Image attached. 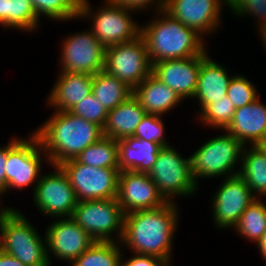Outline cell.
<instances>
[{"label":"cell","mask_w":266,"mask_h":266,"mask_svg":"<svg viewBox=\"0 0 266 266\" xmlns=\"http://www.w3.org/2000/svg\"><path fill=\"white\" fill-rule=\"evenodd\" d=\"M146 112L138 99L132 95L114 109L108 111L106 122L102 128L104 137L122 140L134 135Z\"/></svg>","instance_id":"cell-24"},{"label":"cell","mask_w":266,"mask_h":266,"mask_svg":"<svg viewBox=\"0 0 266 266\" xmlns=\"http://www.w3.org/2000/svg\"><path fill=\"white\" fill-rule=\"evenodd\" d=\"M133 95L147 114L160 116L170 112L183 101L173 89L152 73L133 90Z\"/></svg>","instance_id":"cell-22"},{"label":"cell","mask_w":266,"mask_h":266,"mask_svg":"<svg viewBox=\"0 0 266 266\" xmlns=\"http://www.w3.org/2000/svg\"><path fill=\"white\" fill-rule=\"evenodd\" d=\"M253 83L249 81L245 76L240 74H235L228 86L227 96L231 100L235 109L246 106L254 102L259 94L257 89L254 87Z\"/></svg>","instance_id":"cell-33"},{"label":"cell","mask_w":266,"mask_h":266,"mask_svg":"<svg viewBox=\"0 0 266 266\" xmlns=\"http://www.w3.org/2000/svg\"><path fill=\"white\" fill-rule=\"evenodd\" d=\"M55 170L41 177L35 184L33 200L39 211L49 217H71L77 205V197L67 175L59 165H52Z\"/></svg>","instance_id":"cell-12"},{"label":"cell","mask_w":266,"mask_h":266,"mask_svg":"<svg viewBox=\"0 0 266 266\" xmlns=\"http://www.w3.org/2000/svg\"><path fill=\"white\" fill-rule=\"evenodd\" d=\"M1 228L2 251L26 266H50L46 238L38 235L22 212L12 207L1 208Z\"/></svg>","instance_id":"cell-4"},{"label":"cell","mask_w":266,"mask_h":266,"mask_svg":"<svg viewBox=\"0 0 266 266\" xmlns=\"http://www.w3.org/2000/svg\"><path fill=\"white\" fill-rule=\"evenodd\" d=\"M42 155L48 161L39 138L34 132L27 139L15 137L9 141L5 165V191L0 196V202L1 197L11 188L23 190L31 184L34 186L38 183L42 173Z\"/></svg>","instance_id":"cell-7"},{"label":"cell","mask_w":266,"mask_h":266,"mask_svg":"<svg viewBox=\"0 0 266 266\" xmlns=\"http://www.w3.org/2000/svg\"><path fill=\"white\" fill-rule=\"evenodd\" d=\"M182 59L162 60L152 64V74L173 89L182 99L193 98L202 59L208 54Z\"/></svg>","instance_id":"cell-18"},{"label":"cell","mask_w":266,"mask_h":266,"mask_svg":"<svg viewBox=\"0 0 266 266\" xmlns=\"http://www.w3.org/2000/svg\"><path fill=\"white\" fill-rule=\"evenodd\" d=\"M104 71L135 89L152 73V63L143 37L109 46L105 50Z\"/></svg>","instance_id":"cell-10"},{"label":"cell","mask_w":266,"mask_h":266,"mask_svg":"<svg viewBox=\"0 0 266 266\" xmlns=\"http://www.w3.org/2000/svg\"><path fill=\"white\" fill-rule=\"evenodd\" d=\"M69 112L87 121L93 122L101 128L104 127L108 115L106 108L92 92L71 108Z\"/></svg>","instance_id":"cell-35"},{"label":"cell","mask_w":266,"mask_h":266,"mask_svg":"<svg viewBox=\"0 0 266 266\" xmlns=\"http://www.w3.org/2000/svg\"><path fill=\"white\" fill-rule=\"evenodd\" d=\"M223 7L219 0H164L167 13L202 37L218 30Z\"/></svg>","instance_id":"cell-17"},{"label":"cell","mask_w":266,"mask_h":266,"mask_svg":"<svg viewBox=\"0 0 266 266\" xmlns=\"http://www.w3.org/2000/svg\"><path fill=\"white\" fill-rule=\"evenodd\" d=\"M224 132L234 136L244 146L259 145L266 139V105L258 97L254 102L237 108Z\"/></svg>","instance_id":"cell-19"},{"label":"cell","mask_w":266,"mask_h":266,"mask_svg":"<svg viewBox=\"0 0 266 266\" xmlns=\"http://www.w3.org/2000/svg\"><path fill=\"white\" fill-rule=\"evenodd\" d=\"M110 3L122 6L125 9L132 10L134 12H141V10H148L150 7H154L153 10L157 12L158 10L164 9V0H108ZM152 5V6H151ZM157 8V9H156Z\"/></svg>","instance_id":"cell-37"},{"label":"cell","mask_w":266,"mask_h":266,"mask_svg":"<svg viewBox=\"0 0 266 266\" xmlns=\"http://www.w3.org/2000/svg\"><path fill=\"white\" fill-rule=\"evenodd\" d=\"M235 107L228 96L208 104L199 113V120L208 127L225 130L231 123Z\"/></svg>","instance_id":"cell-32"},{"label":"cell","mask_w":266,"mask_h":266,"mask_svg":"<svg viewBox=\"0 0 266 266\" xmlns=\"http://www.w3.org/2000/svg\"><path fill=\"white\" fill-rule=\"evenodd\" d=\"M207 54L201 61L194 97L199 102L200 112L210 103L227 96L228 86L234 75H229L222 64L216 63Z\"/></svg>","instance_id":"cell-21"},{"label":"cell","mask_w":266,"mask_h":266,"mask_svg":"<svg viewBox=\"0 0 266 266\" xmlns=\"http://www.w3.org/2000/svg\"><path fill=\"white\" fill-rule=\"evenodd\" d=\"M162 146L133 136L118 140L119 171L149 173Z\"/></svg>","instance_id":"cell-23"},{"label":"cell","mask_w":266,"mask_h":266,"mask_svg":"<svg viewBox=\"0 0 266 266\" xmlns=\"http://www.w3.org/2000/svg\"><path fill=\"white\" fill-rule=\"evenodd\" d=\"M148 175L168 202L175 203L178 196H192L199 189L192 174L190 156L184 158L172 145L160 149Z\"/></svg>","instance_id":"cell-8"},{"label":"cell","mask_w":266,"mask_h":266,"mask_svg":"<svg viewBox=\"0 0 266 266\" xmlns=\"http://www.w3.org/2000/svg\"><path fill=\"white\" fill-rule=\"evenodd\" d=\"M155 15L153 20L141 26L140 33L152 64L202 55L207 50L205 37L194 29L184 26L164 9L158 10Z\"/></svg>","instance_id":"cell-3"},{"label":"cell","mask_w":266,"mask_h":266,"mask_svg":"<svg viewBox=\"0 0 266 266\" xmlns=\"http://www.w3.org/2000/svg\"><path fill=\"white\" fill-rule=\"evenodd\" d=\"M116 200L124 214L168 203L148 173L134 171L119 173Z\"/></svg>","instance_id":"cell-16"},{"label":"cell","mask_w":266,"mask_h":266,"mask_svg":"<svg viewBox=\"0 0 266 266\" xmlns=\"http://www.w3.org/2000/svg\"><path fill=\"white\" fill-rule=\"evenodd\" d=\"M0 26L6 28V0H0Z\"/></svg>","instance_id":"cell-41"},{"label":"cell","mask_w":266,"mask_h":266,"mask_svg":"<svg viewBox=\"0 0 266 266\" xmlns=\"http://www.w3.org/2000/svg\"><path fill=\"white\" fill-rule=\"evenodd\" d=\"M243 148L244 145L227 132L206 140L190 155L192 174L197 184L201 178L224 175L227 178L239 174L240 169H234L241 164Z\"/></svg>","instance_id":"cell-5"},{"label":"cell","mask_w":266,"mask_h":266,"mask_svg":"<svg viewBox=\"0 0 266 266\" xmlns=\"http://www.w3.org/2000/svg\"><path fill=\"white\" fill-rule=\"evenodd\" d=\"M73 187L77 200L112 199L117 196L119 168H98L70 159L59 164Z\"/></svg>","instance_id":"cell-11"},{"label":"cell","mask_w":266,"mask_h":266,"mask_svg":"<svg viewBox=\"0 0 266 266\" xmlns=\"http://www.w3.org/2000/svg\"><path fill=\"white\" fill-rule=\"evenodd\" d=\"M247 147L242 151L239 175L256 198H266V153L259 145Z\"/></svg>","instance_id":"cell-25"},{"label":"cell","mask_w":266,"mask_h":266,"mask_svg":"<svg viewBox=\"0 0 266 266\" xmlns=\"http://www.w3.org/2000/svg\"><path fill=\"white\" fill-rule=\"evenodd\" d=\"M37 17L50 18L54 21L79 19L81 0H30Z\"/></svg>","instance_id":"cell-31"},{"label":"cell","mask_w":266,"mask_h":266,"mask_svg":"<svg viewBox=\"0 0 266 266\" xmlns=\"http://www.w3.org/2000/svg\"><path fill=\"white\" fill-rule=\"evenodd\" d=\"M256 245L263 259L266 260V232L263 234L260 240L256 243Z\"/></svg>","instance_id":"cell-42"},{"label":"cell","mask_w":266,"mask_h":266,"mask_svg":"<svg viewBox=\"0 0 266 266\" xmlns=\"http://www.w3.org/2000/svg\"><path fill=\"white\" fill-rule=\"evenodd\" d=\"M92 94L110 111L132 96L133 89L116 76L102 70L93 77Z\"/></svg>","instance_id":"cell-26"},{"label":"cell","mask_w":266,"mask_h":266,"mask_svg":"<svg viewBox=\"0 0 266 266\" xmlns=\"http://www.w3.org/2000/svg\"><path fill=\"white\" fill-rule=\"evenodd\" d=\"M259 32H260L261 41H262L263 45H264L265 48H266V25H265V27H264L261 31H259Z\"/></svg>","instance_id":"cell-43"},{"label":"cell","mask_w":266,"mask_h":266,"mask_svg":"<svg viewBox=\"0 0 266 266\" xmlns=\"http://www.w3.org/2000/svg\"><path fill=\"white\" fill-rule=\"evenodd\" d=\"M94 75L87 73L60 72L47 98L54 111H69L92 92Z\"/></svg>","instance_id":"cell-20"},{"label":"cell","mask_w":266,"mask_h":266,"mask_svg":"<svg viewBox=\"0 0 266 266\" xmlns=\"http://www.w3.org/2000/svg\"><path fill=\"white\" fill-rule=\"evenodd\" d=\"M40 20L30 0H6V28L32 32Z\"/></svg>","instance_id":"cell-30"},{"label":"cell","mask_w":266,"mask_h":266,"mask_svg":"<svg viewBox=\"0 0 266 266\" xmlns=\"http://www.w3.org/2000/svg\"><path fill=\"white\" fill-rule=\"evenodd\" d=\"M263 202L261 198H255L233 228L238 235L254 244L266 232V204Z\"/></svg>","instance_id":"cell-28"},{"label":"cell","mask_w":266,"mask_h":266,"mask_svg":"<svg viewBox=\"0 0 266 266\" xmlns=\"http://www.w3.org/2000/svg\"><path fill=\"white\" fill-rule=\"evenodd\" d=\"M104 2L103 6L93 11L88 0H81L79 19L86 18L92 21L90 29L105 48L140 36L141 26L130 15L132 12L135 13L134 11L112 4L108 0Z\"/></svg>","instance_id":"cell-6"},{"label":"cell","mask_w":266,"mask_h":266,"mask_svg":"<svg viewBox=\"0 0 266 266\" xmlns=\"http://www.w3.org/2000/svg\"><path fill=\"white\" fill-rule=\"evenodd\" d=\"M160 115L145 114L140 124L137 126L133 137L146 140L149 142H156L163 146H169V142L165 140L164 123Z\"/></svg>","instance_id":"cell-34"},{"label":"cell","mask_w":266,"mask_h":266,"mask_svg":"<svg viewBox=\"0 0 266 266\" xmlns=\"http://www.w3.org/2000/svg\"><path fill=\"white\" fill-rule=\"evenodd\" d=\"M2 251V228H1V207H0V252Z\"/></svg>","instance_id":"cell-44"},{"label":"cell","mask_w":266,"mask_h":266,"mask_svg":"<svg viewBox=\"0 0 266 266\" xmlns=\"http://www.w3.org/2000/svg\"><path fill=\"white\" fill-rule=\"evenodd\" d=\"M259 146L263 149V151L266 153V139H264Z\"/></svg>","instance_id":"cell-45"},{"label":"cell","mask_w":266,"mask_h":266,"mask_svg":"<svg viewBox=\"0 0 266 266\" xmlns=\"http://www.w3.org/2000/svg\"><path fill=\"white\" fill-rule=\"evenodd\" d=\"M166 205L124 215L121 246L134 254L152 255L172 259L173 239L177 230L178 204Z\"/></svg>","instance_id":"cell-1"},{"label":"cell","mask_w":266,"mask_h":266,"mask_svg":"<svg viewBox=\"0 0 266 266\" xmlns=\"http://www.w3.org/2000/svg\"><path fill=\"white\" fill-rule=\"evenodd\" d=\"M44 234L50 265V253L62 261L71 263L96 242L71 217L53 220Z\"/></svg>","instance_id":"cell-15"},{"label":"cell","mask_w":266,"mask_h":266,"mask_svg":"<svg viewBox=\"0 0 266 266\" xmlns=\"http://www.w3.org/2000/svg\"><path fill=\"white\" fill-rule=\"evenodd\" d=\"M75 160L98 168H119L118 141L103 136L78 154Z\"/></svg>","instance_id":"cell-27"},{"label":"cell","mask_w":266,"mask_h":266,"mask_svg":"<svg viewBox=\"0 0 266 266\" xmlns=\"http://www.w3.org/2000/svg\"><path fill=\"white\" fill-rule=\"evenodd\" d=\"M233 15L238 17H247V15L254 16L259 31L266 25V0H238L235 5L229 9ZM246 14V15H245Z\"/></svg>","instance_id":"cell-36"},{"label":"cell","mask_w":266,"mask_h":266,"mask_svg":"<svg viewBox=\"0 0 266 266\" xmlns=\"http://www.w3.org/2000/svg\"><path fill=\"white\" fill-rule=\"evenodd\" d=\"M34 131L50 165H59L75 159L83 150L103 137L100 126L69 111H55Z\"/></svg>","instance_id":"cell-2"},{"label":"cell","mask_w":266,"mask_h":266,"mask_svg":"<svg viewBox=\"0 0 266 266\" xmlns=\"http://www.w3.org/2000/svg\"><path fill=\"white\" fill-rule=\"evenodd\" d=\"M118 243L96 241L69 266H121L123 249Z\"/></svg>","instance_id":"cell-29"},{"label":"cell","mask_w":266,"mask_h":266,"mask_svg":"<svg viewBox=\"0 0 266 266\" xmlns=\"http://www.w3.org/2000/svg\"><path fill=\"white\" fill-rule=\"evenodd\" d=\"M0 266H26L21 263L14 256L5 253L4 251L0 252Z\"/></svg>","instance_id":"cell-40"},{"label":"cell","mask_w":266,"mask_h":266,"mask_svg":"<svg viewBox=\"0 0 266 266\" xmlns=\"http://www.w3.org/2000/svg\"><path fill=\"white\" fill-rule=\"evenodd\" d=\"M133 255L132 257L127 258V260L121 259V266H170L172 260L152 255H141L135 253Z\"/></svg>","instance_id":"cell-38"},{"label":"cell","mask_w":266,"mask_h":266,"mask_svg":"<svg viewBox=\"0 0 266 266\" xmlns=\"http://www.w3.org/2000/svg\"><path fill=\"white\" fill-rule=\"evenodd\" d=\"M214 194L211 202L212 218L219 229H233L256 198L239 174L225 178Z\"/></svg>","instance_id":"cell-14"},{"label":"cell","mask_w":266,"mask_h":266,"mask_svg":"<svg viewBox=\"0 0 266 266\" xmlns=\"http://www.w3.org/2000/svg\"><path fill=\"white\" fill-rule=\"evenodd\" d=\"M61 45L60 72L95 75L104 70L106 48L97 40L92 30L76 32Z\"/></svg>","instance_id":"cell-13"},{"label":"cell","mask_w":266,"mask_h":266,"mask_svg":"<svg viewBox=\"0 0 266 266\" xmlns=\"http://www.w3.org/2000/svg\"><path fill=\"white\" fill-rule=\"evenodd\" d=\"M8 156V144L0 147V196L5 191V165Z\"/></svg>","instance_id":"cell-39"},{"label":"cell","mask_w":266,"mask_h":266,"mask_svg":"<svg viewBox=\"0 0 266 266\" xmlns=\"http://www.w3.org/2000/svg\"><path fill=\"white\" fill-rule=\"evenodd\" d=\"M124 215L116 198H112L78 201L71 218L95 241L120 242ZM112 234H117L116 238Z\"/></svg>","instance_id":"cell-9"}]
</instances>
